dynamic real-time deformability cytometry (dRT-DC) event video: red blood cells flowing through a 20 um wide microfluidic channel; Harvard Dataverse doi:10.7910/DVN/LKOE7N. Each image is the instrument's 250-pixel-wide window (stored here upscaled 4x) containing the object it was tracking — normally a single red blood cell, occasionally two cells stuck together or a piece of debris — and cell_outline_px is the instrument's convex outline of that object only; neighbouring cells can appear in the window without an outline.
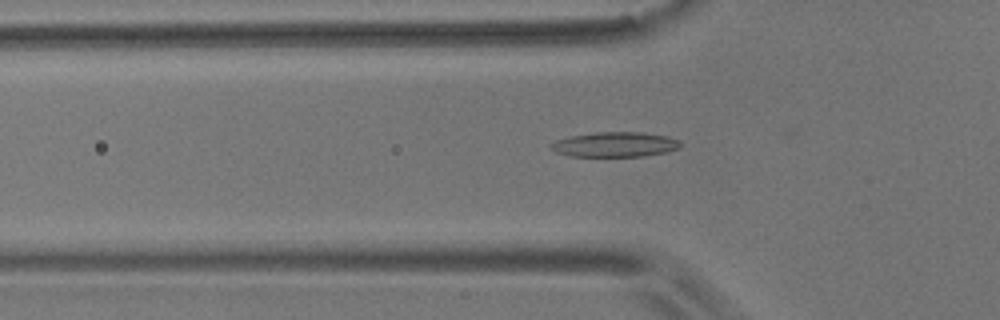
{"species": "common noctule bat (a hibernating species)", "species_latin": "Nyctalus noctula", "temperature_condition": "room temperature", "stored_images_in_passage": 47, "camera_frame_rate_fps": 3000, "um_per_image_px": 0.085, "animal": {"sex": "male", "body_mass_g": 17.9}, "frame": {"image": 1, "passage_image": 9, "time_ms": 2.667, "image_size_px": [1000, 320], "cell_outline_px": [[680, 144], [676, 148], [668, 152], [644, 156], [568, 156], [556, 152], [548, 148], [548, 144], [556, 140], [568, 136], [596, 132], [640, 132], [668, 136], [680, 140]], "centroid_in_image_um": [52.21, 12.28], "position_along_channel_um": 73.6, "area_um2": 18.96}}
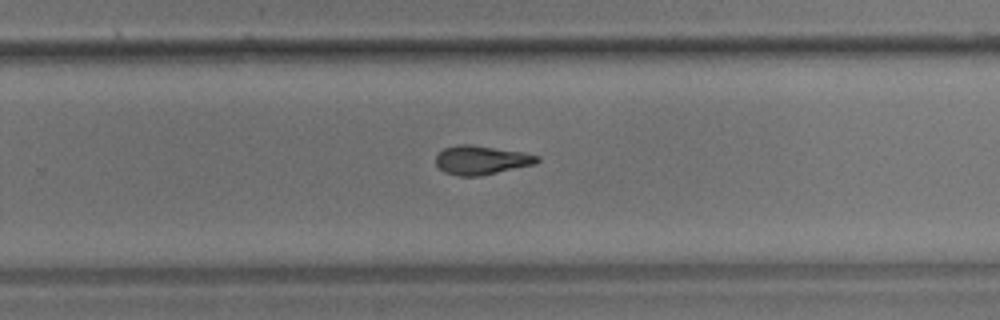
{"frame": {"image": 2, "passage_image": 27, "time_ms": 8.667, "image_size_px": [1000, 320], "cell_outline_px": [[540, 160], [536, 164], [480, 176], [460, 176], [444, 172], [436, 164], [436, 156], [444, 148], [456, 144], [468, 144], [524, 152], [540, 156]], "centroid_in_image_um": [40.93, 13.6], "position_along_channel_um": 288.9, "area_um2": 17.11}}
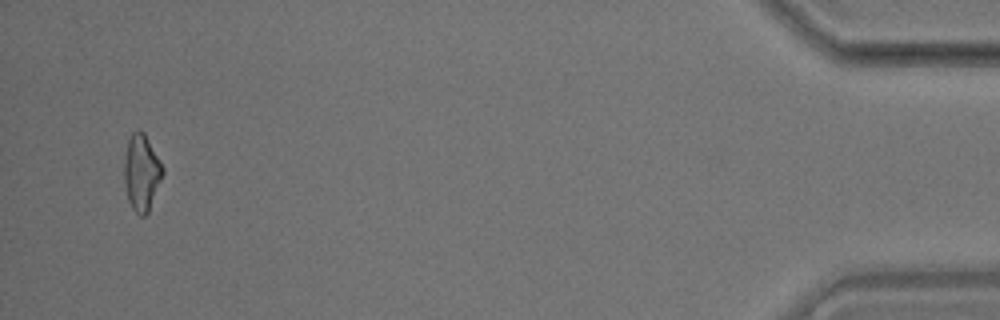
{"frame": {"image": 3, "passage_image": 45, "time_ms": 14.667, "image_size_px": [1000, 320], "cell_outline_px": [[164, 172], [148, 212], [144, 216], [140, 216], [132, 208], [128, 200], [124, 180], [124, 160], [128, 140], [132, 132], [140, 128], [144, 132], [164, 168]], "centroid_in_image_um": [12.02, 14.65], "position_along_channel_um": 423.2, "area_um2": 17.05}, "authors_computed_cell_mechanics": {"area_um2": 17.1088, "velocity_mm_per_s": 3.5747, "shape_relaxation_time_tau1_ms": 7.0581, "shape_relaxation_time_tau2_ms": 3.8007, "deformation_change_tau1": 0.1746, "deformation_change_tau2": 0.124}}